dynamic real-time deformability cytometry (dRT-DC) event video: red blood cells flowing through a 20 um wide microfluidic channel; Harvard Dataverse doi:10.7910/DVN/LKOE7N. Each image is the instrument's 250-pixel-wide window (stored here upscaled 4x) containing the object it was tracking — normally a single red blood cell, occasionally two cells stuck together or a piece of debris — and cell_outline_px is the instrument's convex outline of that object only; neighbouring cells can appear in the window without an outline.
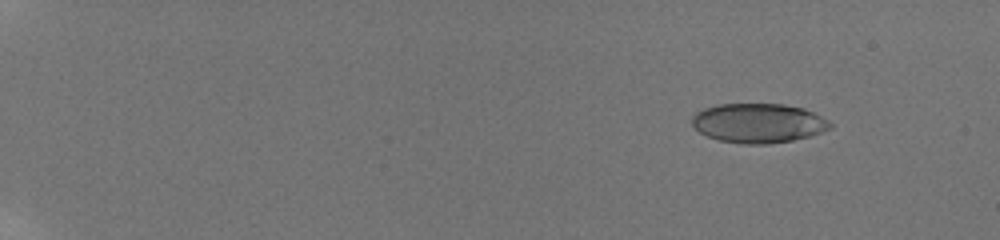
{"species": "human", "species_latin": "Homo sapiens", "temperature_condition": "room temperature", "stored_images_in_passage": 27, "camera_frame_rate_fps": 3000, "um_per_image_px": 0.085, "donor": {"sex": "male"}, "frame": {"image": 1, "passage_image": 5, "time_ms": 2.333, "image_size_px": [1000, 240], "cell_outline_px": [[832, 128], [808, 136], [792, 140], [768, 144], [740, 144], [720, 140], [708, 136], [700, 132], [692, 124], [692, 116], [696, 112], [704, 108], [716, 104], [784, 104], [804, 108], [828, 120], [832, 124]], "centroid_in_image_um": [64.45, 10.46], "position_along_channel_um": 20.6, "area_um2": 31.67}}
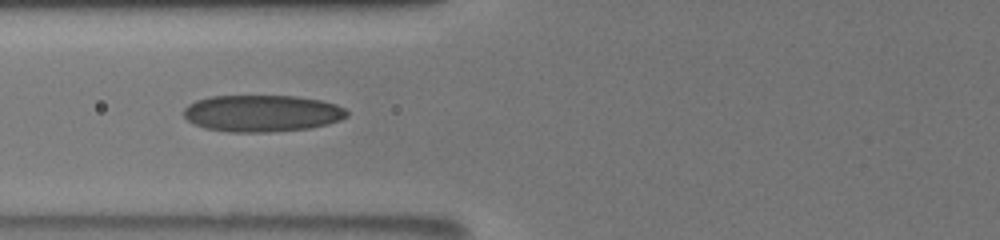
{"frame": {"image": 2, "passage_image": 23, "time_ms": 9.0, "image_size_px": [1000, 240], "cell_outline_px": [[348, 116], [340, 120], [328, 124], [308, 128], [272, 132], [232, 132], [204, 128], [192, 124], [184, 116], [184, 108], [188, 104], [196, 100], [208, 96], [296, 96], [320, 100], [336, 104], [344, 108], [348, 112]], "centroid_in_image_um": [22.25, 9.63], "position_along_channel_um": 103.5, "area_um2": 35.14}}
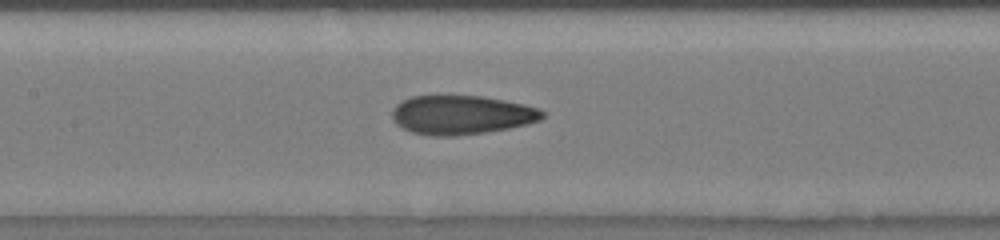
{"frame": {"image": 3, "passage_image": 27, "time_ms": 10.667, "image_size_px": [1000, 240], "cell_outline_px": [[544, 116], [540, 120], [508, 128], [484, 132], [456, 136], [432, 136], [412, 132], [400, 128], [392, 120], [392, 108], [396, 104], [412, 96], [484, 96], [524, 104], [540, 108], [544, 112]], "centroid_in_image_um": [39.19, 9.77], "position_along_channel_um": 168.2, "area_um2": 34.22}}